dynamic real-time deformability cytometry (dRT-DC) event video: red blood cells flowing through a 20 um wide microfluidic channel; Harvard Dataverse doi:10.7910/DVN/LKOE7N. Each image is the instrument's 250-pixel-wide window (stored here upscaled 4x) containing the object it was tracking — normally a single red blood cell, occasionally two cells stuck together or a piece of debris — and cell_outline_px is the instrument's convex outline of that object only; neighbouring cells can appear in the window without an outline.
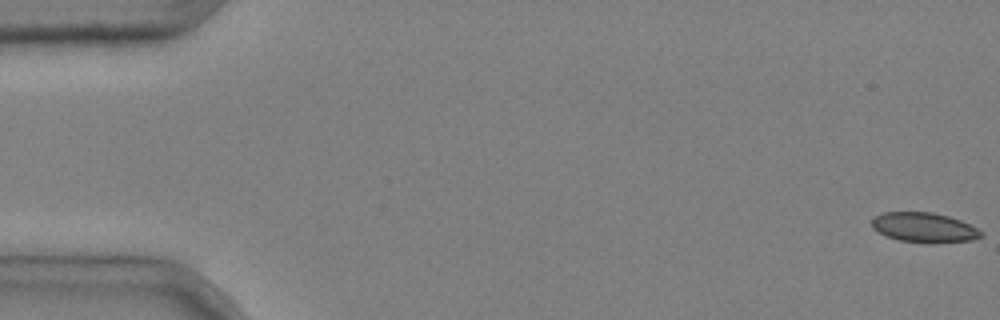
{"species": "common noctule bat (a hibernating species)", "species_latin": "Nyctalus noctula", "temperature_condition": "cold", "stored_images_in_passage": 9, "camera_frame_rate_fps": 3000, "um_per_image_px": 0.085, "animal": {"sex": "male", "body_mass_g": 20.4}, "frame": {"image": 1, "passage_image": 1, "time_ms": 0.0, "image_size_px": [1000, 320], "cell_outline_px": [[984, 236], [972, 240], [932, 244], [900, 240], [884, 236], [872, 228], [872, 216], [884, 212], [932, 212], [948, 216], [960, 220], [984, 232]], "centroid_in_image_um": [78.54, 19.35], "position_along_channel_um": 6.5, "area_um2": 19.25}}